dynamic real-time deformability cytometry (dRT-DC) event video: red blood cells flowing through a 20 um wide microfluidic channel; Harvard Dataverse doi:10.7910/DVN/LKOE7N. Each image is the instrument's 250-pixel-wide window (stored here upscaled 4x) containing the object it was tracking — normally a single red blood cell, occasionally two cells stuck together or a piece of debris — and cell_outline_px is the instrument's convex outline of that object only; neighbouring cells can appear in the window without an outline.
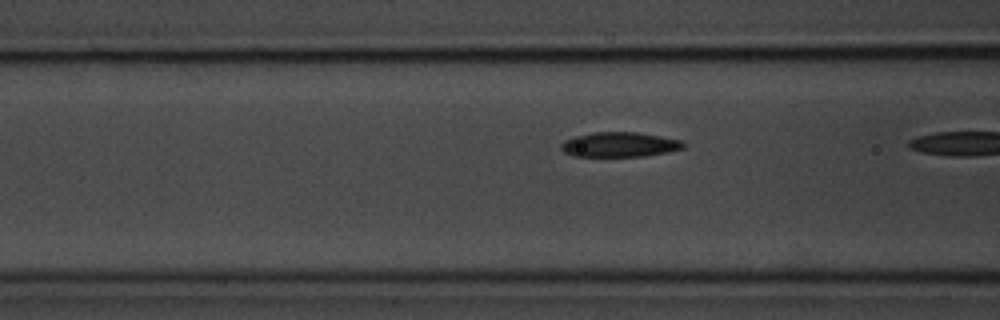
{"species": "common noctule bat (a hibernating species)", "species_latin": "Nyctalus noctula", "temperature_condition": "room temperature", "stored_images_in_passage": 5, "camera_frame_rate_fps": 3000, "um_per_image_px": 0.085, "animal": {"sex": "male", "body_mass_g": 20.1, "forearm_length_mm": 53.5}, "frame": {"image": 1, "passage_image": 4, "time_ms": 1.0, "image_size_px": [1000, 320], "cell_outline_px": [[688, 144], [684, 148], [668, 152], [644, 156], [572, 156], [564, 152], [560, 148], [560, 144], [564, 140], [576, 136], [592, 132], [636, 132], [680, 140]], "centroid_in_image_um": [52.65, 12.29], "position_along_channel_um": 113.9, "area_um2": 17.69}}